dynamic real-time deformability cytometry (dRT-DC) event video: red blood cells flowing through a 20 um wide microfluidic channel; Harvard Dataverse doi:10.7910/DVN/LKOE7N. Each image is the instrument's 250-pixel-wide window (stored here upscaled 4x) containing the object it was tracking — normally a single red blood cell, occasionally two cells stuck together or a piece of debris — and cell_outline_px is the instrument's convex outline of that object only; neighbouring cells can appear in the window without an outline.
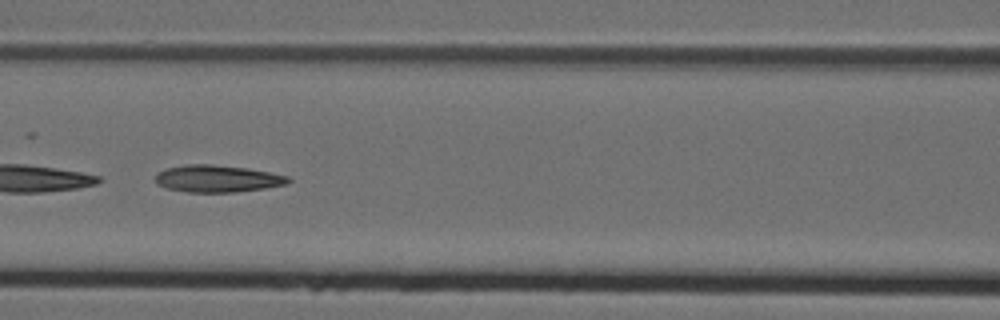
{"species": "Egyptian fruit bat (a non-hibernating species)", "species_latin": "Rousettus aegyptiacus", "temperature_condition": "cold", "stored_images_in_passage": 9, "camera_frame_rate_fps": 3000, "um_per_image_px": 0.085, "animal": {"sex": "female"}, "frame": {"image": 1, "passage_image": 6, "time_ms": 1.667, "image_size_px": [1000, 320], "cell_outline_px": [[292, 180], [288, 184], [264, 188], [236, 192], [188, 192], [168, 188], [156, 184], [156, 172], [168, 168], [188, 164], [212, 164], [248, 168], [288, 176]], "centroid_in_image_um": [18.49, 15.18], "position_along_channel_um": 148.1, "area_um2": 20.92}}
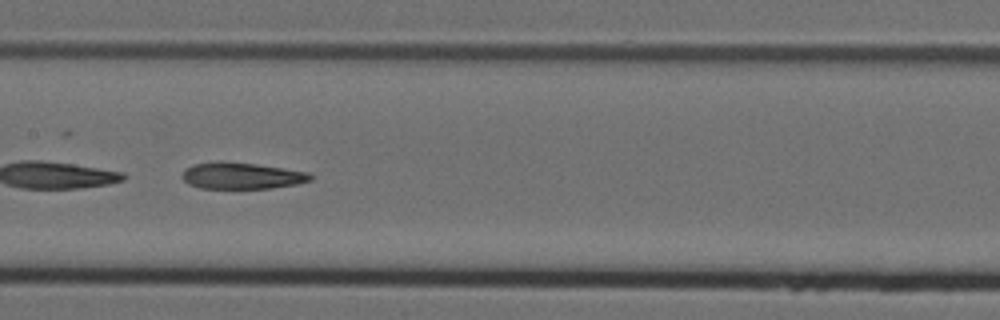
{"frame": {"image": 2, "passage_image": 7, "time_ms": 2.0, "image_size_px": [1000, 320], "cell_outline_px": [[312, 180], [296, 184], [272, 188], [200, 188], [188, 184], [180, 176], [180, 172], [184, 168], [192, 164], [220, 160], [256, 164], [308, 172], [312, 176]], "centroid_in_image_um": [20.46, 14.92], "position_along_channel_um": 186.9, "area_um2": 20.06}}
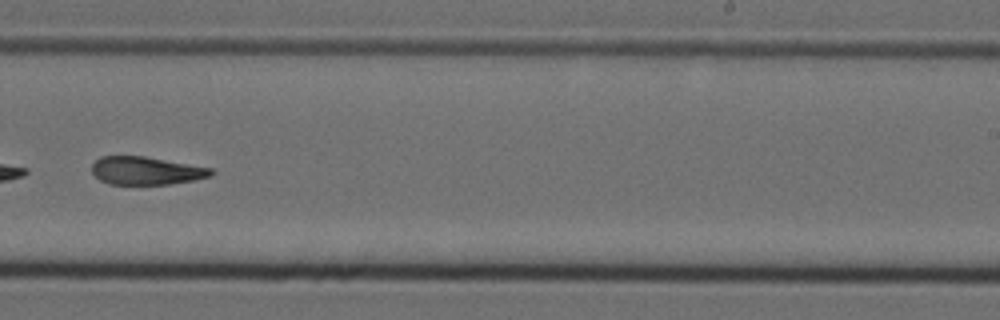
{"frame": {"image": 3, "passage_image": 9, "time_ms": 2.667, "image_size_px": [1000, 320], "cell_outline_px": [[216, 172], [212, 176], [196, 180], [168, 184], [108, 184], [100, 180], [92, 172], [92, 164], [100, 156], [144, 156], [212, 168]], "centroid_in_image_um": [12.45, 14.51], "position_along_channel_um": 276.6, "area_um2": 19.54}}